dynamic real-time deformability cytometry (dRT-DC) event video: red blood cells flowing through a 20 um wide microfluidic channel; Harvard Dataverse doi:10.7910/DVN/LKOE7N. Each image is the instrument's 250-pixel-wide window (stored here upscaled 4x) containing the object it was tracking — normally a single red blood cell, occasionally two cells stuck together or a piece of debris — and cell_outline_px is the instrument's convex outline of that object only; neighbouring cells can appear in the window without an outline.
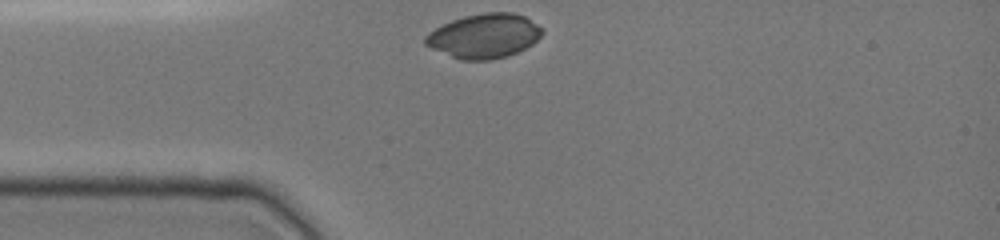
{"species": "common noctule bat (a hibernating species)", "species_latin": "Nyctalus noctula", "temperature_condition": "cold", "stored_images_in_passage": 29, "camera_frame_rate_fps": 3000, "um_per_image_px": 0.085, "animal": {"sex": "female", "body_mass_g": 19.0, "forearm_length_mm": 51.5}, "frame": {"image": 1, "passage_image": 1, "time_ms": 0.0, "image_size_px": [1000, 240], "cell_outline_px": [[544, 32], [532, 44], [508, 56], [492, 60], [460, 60], [432, 48], [424, 44], [424, 36], [428, 32], [452, 20], [464, 16], [484, 12], [512, 12], [524, 16], [544, 28]], "centroid_in_image_um": [41.16, 3.05], "position_along_channel_um": 43.8, "area_um2": 30.23}}
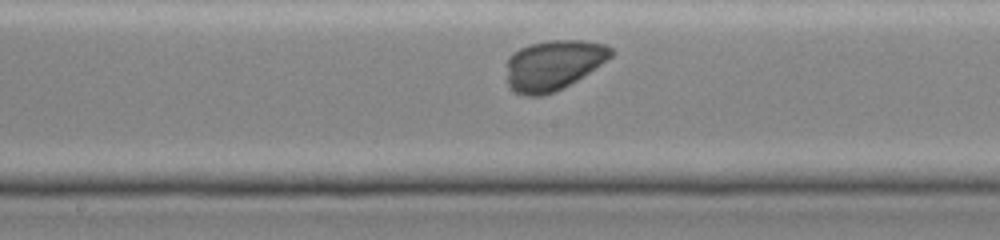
{"frame": {"image": 2, "passage_image": 14, "time_ms": 4.333, "image_size_px": [1000, 240], "cell_outline_px": [[616, 52], [608, 60], [564, 88], [540, 96], [524, 96], [516, 92], [508, 84], [508, 56], [520, 48], [532, 44], [552, 40], [584, 40], [608, 44]], "centroid_in_image_um": [47.09, 5.52], "position_along_channel_um": 201.1, "area_um2": 30.46}}
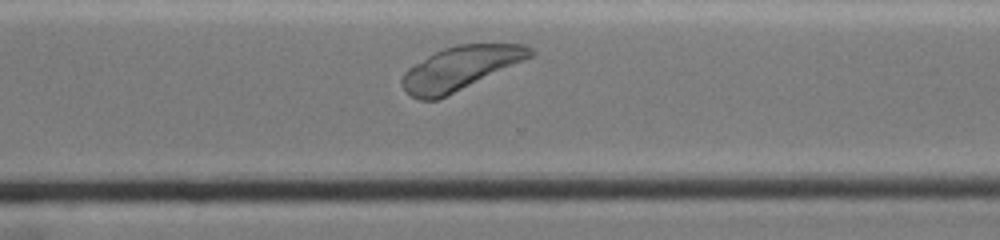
{"frame": {"image": 3, "passage_image": 24, "time_ms": 7.667, "image_size_px": [1000, 240], "cell_outline_px": [[536, 52], [532, 56], [440, 100], [420, 100], [412, 96], [400, 84], [400, 80], [404, 72], [408, 68], [428, 56], [444, 48], [456, 44], [524, 44], [532, 48]], "centroid_in_image_um": [39.1, 5.81], "position_along_channel_um": 331.5, "area_um2": 32.43}}